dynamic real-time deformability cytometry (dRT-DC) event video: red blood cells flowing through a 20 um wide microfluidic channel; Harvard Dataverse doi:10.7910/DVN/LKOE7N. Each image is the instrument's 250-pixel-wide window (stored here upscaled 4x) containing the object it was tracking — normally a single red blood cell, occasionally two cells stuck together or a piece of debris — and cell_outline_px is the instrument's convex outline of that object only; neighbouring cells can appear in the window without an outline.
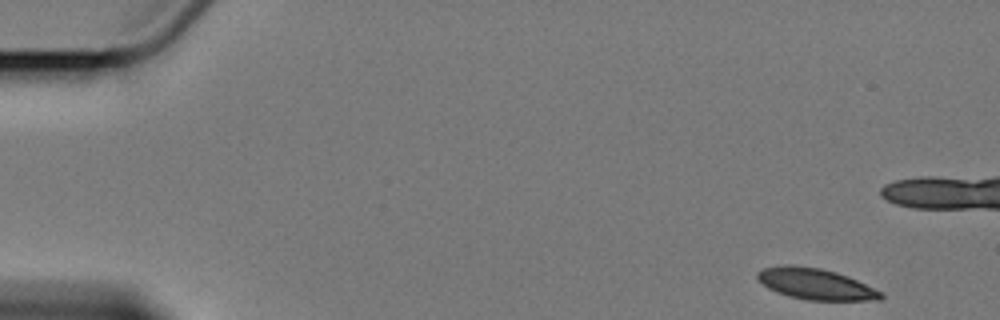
{"species": "Egyptian fruit bat (a non-hibernating species)", "species_latin": "Rousettus aegyptiacus", "temperature_condition": "cold", "stored_images_in_passage": 7, "camera_frame_rate_fps": 3000, "um_per_image_px": 0.085, "animal": {"sex": "female"}, "frame": {"image": 1, "passage_image": 1, "time_ms": 0.0, "image_size_px": [1000, 320], "cell_outline_px": [[884, 296], [880, 300], [808, 300], [788, 296], [776, 292], [768, 288], [756, 276], [756, 272], [764, 268], [788, 264], [792, 264], [820, 268], [836, 272], [848, 276], [884, 292]], "centroid_in_image_um": [69.35, 24.14], "position_along_channel_um": 15.7, "area_um2": 22.43}}
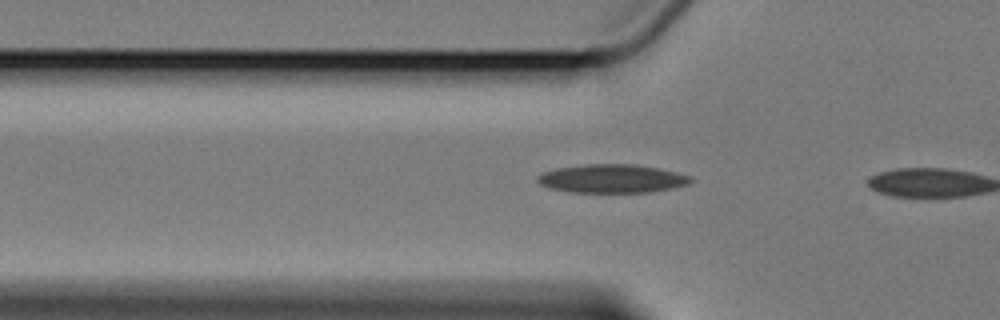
{"frame": {"image": 2, "passage_image": 7, "time_ms": 7.0, "image_size_px": [1000, 320], "cell_outline_px": [[692, 180], [688, 184], [672, 188], [648, 192], [568, 192], [548, 188], [540, 184], [536, 180], [536, 176], [544, 172], [556, 168], [588, 164], [636, 164], [660, 168], [692, 176]], "centroid_in_image_um": [52.0, 15.18], "position_along_channel_um": 73.8, "area_um2": 25.55}}